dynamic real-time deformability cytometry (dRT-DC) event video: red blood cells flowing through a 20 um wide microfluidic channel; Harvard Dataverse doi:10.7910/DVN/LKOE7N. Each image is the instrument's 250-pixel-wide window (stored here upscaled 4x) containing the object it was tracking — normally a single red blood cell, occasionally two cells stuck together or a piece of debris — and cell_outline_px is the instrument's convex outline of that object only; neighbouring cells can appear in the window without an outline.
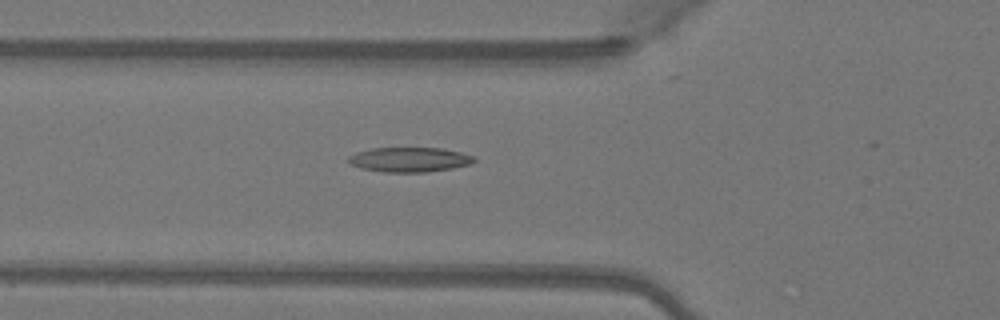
{"species": "Egyptian fruit bat (a non-hibernating species)", "species_latin": "Rousettus aegyptiacus", "temperature_condition": "warm", "stored_images_in_passage": 22, "camera_frame_rate_fps": 3000, "um_per_image_px": 0.085, "animal": {"sex": "female"}, "frame": {"image": 1, "passage_image": 18, "time_ms": 5.667, "image_size_px": [1000, 320], "cell_outline_px": [[476, 160], [472, 164], [452, 168], [424, 172], [384, 172], [360, 168], [348, 164], [348, 156], [356, 152], [372, 148], [440, 148], [460, 152], [472, 156]], "centroid_in_image_um": [34.76, 13.57], "position_along_channel_um": 91.0, "area_um2": 18.09}}
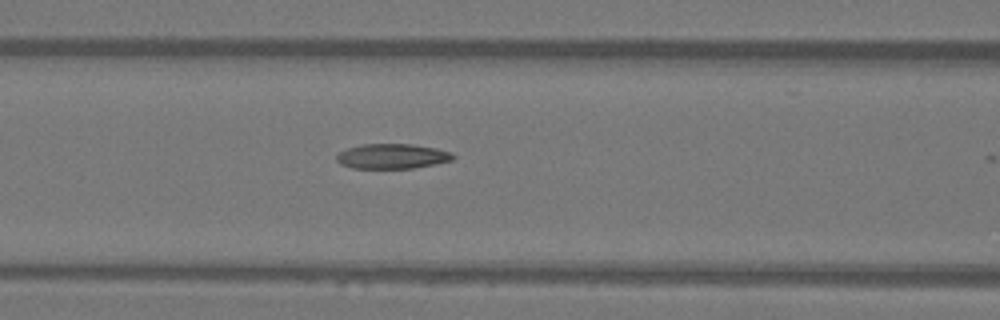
{"frame": {"image": 2, "passage_image": 21, "time_ms": 6.667, "image_size_px": [1000, 320], "cell_outline_px": [[456, 156], [452, 160], [436, 164], [412, 168], [352, 168], [340, 164], [336, 160], [336, 156], [340, 152], [348, 148], [360, 144], [412, 144], [436, 148], [452, 152]], "centroid_in_image_um": [33.35, 13.28], "position_along_channel_um": 133.2, "area_um2": 16.99}}